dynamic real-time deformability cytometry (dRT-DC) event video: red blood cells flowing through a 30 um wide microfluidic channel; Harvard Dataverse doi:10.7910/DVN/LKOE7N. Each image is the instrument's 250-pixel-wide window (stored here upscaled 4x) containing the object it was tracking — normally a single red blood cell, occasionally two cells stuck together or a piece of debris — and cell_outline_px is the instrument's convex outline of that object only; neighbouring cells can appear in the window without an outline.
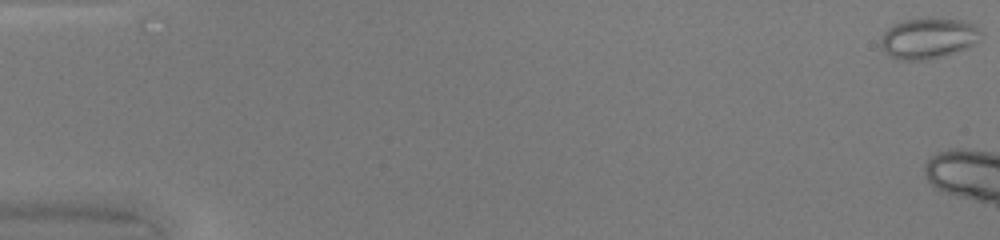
{"species": "common noctule bat (a hibernating species)", "species_latin": "Nyctalus noctula", "temperature_condition": "warm", "stored_images_in_passage": 4, "camera_frame_rate_fps": 3000, "um_per_image_px": 0.085, "animal": {"sex": "female", "body_mass_g": 20.0, "forearm_length_mm": 54.0}, "frame": {"image": 1, "passage_image": 1, "time_ms": 0.0, "image_size_px": [1000, 240], "cell_outline_px": [[980, 40], [968, 48], [940, 56], [924, 60], [896, 60], [888, 56], [884, 52], [880, 44], [880, 40], [884, 32], [888, 28], [904, 20], [964, 20], [972, 24], [980, 32]], "centroid_in_image_um": [78.86, 3.29], "position_along_channel_um": 6.1, "area_um2": 23.24}}